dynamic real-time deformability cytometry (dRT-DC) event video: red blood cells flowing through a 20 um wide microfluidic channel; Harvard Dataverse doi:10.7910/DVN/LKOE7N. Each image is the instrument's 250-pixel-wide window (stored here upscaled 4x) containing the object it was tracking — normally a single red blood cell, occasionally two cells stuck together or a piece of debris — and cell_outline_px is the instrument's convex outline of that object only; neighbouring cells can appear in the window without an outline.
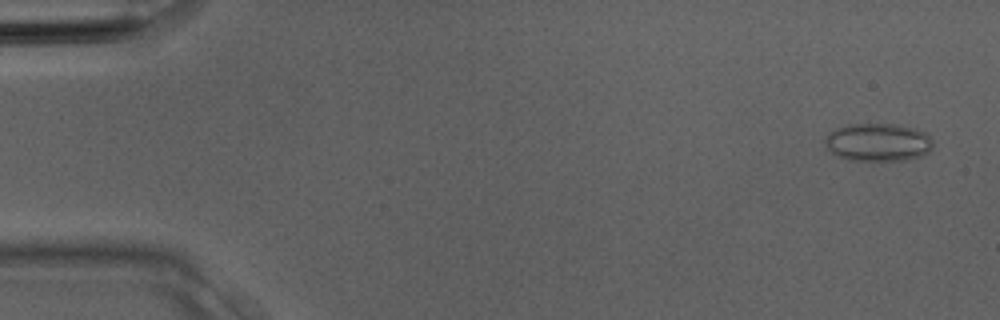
{"species": "Egyptian fruit bat (a non-hibernating species)", "species_latin": "Rousettus aegyptiacus", "temperature_condition": "room temperature", "stored_images_in_passage": 4, "camera_frame_rate_fps": 3000, "um_per_image_px": 0.085, "animal": {"sex": "male"}, "frame": {"image": 1, "passage_image": 1, "time_ms": 0.0, "image_size_px": [1000, 320], "cell_outline_px": [[932, 148], [928, 152], [920, 156], [904, 160], [848, 160], [836, 156], [824, 144], [824, 140], [828, 132], [836, 128], [848, 124], [892, 124], [916, 128], [924, 132], [932, 140]], "centroid_in_image_um": [74.6, 12.09], "position_along_channel_um": 10.4, "area_um2": 23.93}}
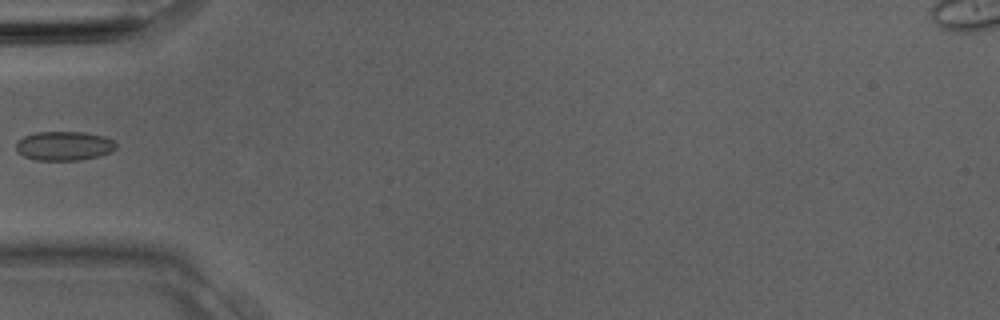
{"frame": {"image": 2, "passage_image": 4, "time_ms": 1.0, "image_size_px": [1000, 320], "cell_outline_px": [[116, 148], [112, 152], [100, 156], [80, 160], [36, 160], [24, 156], [16, 152], [16, 144], [24, 136], [36, 132], [84, 132], [104, 136], [112, 140], [116, 144]], "centroid_in_image_um": [5.46, 12.4], "position_along_channel_um": 79.5, "area_um2": 17.05}}